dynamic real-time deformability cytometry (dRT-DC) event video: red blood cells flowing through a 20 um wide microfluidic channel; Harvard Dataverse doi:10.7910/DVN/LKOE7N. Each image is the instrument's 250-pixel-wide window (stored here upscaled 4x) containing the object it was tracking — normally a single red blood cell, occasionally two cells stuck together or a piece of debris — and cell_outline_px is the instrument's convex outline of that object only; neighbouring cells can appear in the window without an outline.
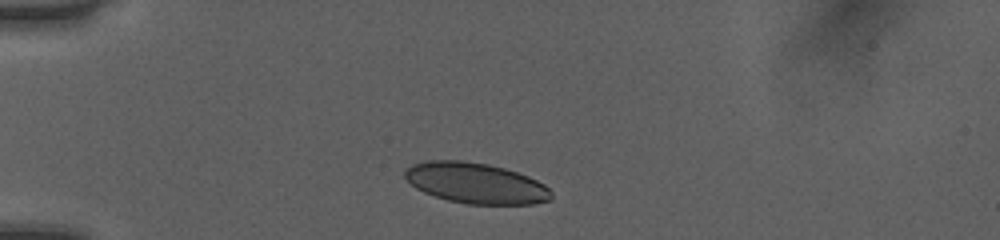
{"species": "human", "species_latin": "Homo sapiens", "temperature_condition": "room temperature", "stored_images_in_passage": 39, "camera_frame_rate_fps": 3000, "um_per_image_px": 0.085, "donor": {"sex": "female"}, "frame": {"image": 1, "passage_image": 1, "time_ms": 0.0, "image_size_px": [1000, 240], "cell_outline_px": [[552, 200], [532, 204], [468, 204], [448, 200], [424, 192], [416, 188], [404, 176], [404, 172], [412, 164], [428, 160], [460, 160], [488, 164], [504, 168], [528, 176], [544, 184], [552, 192]], "centroid_in_image_um": [40.45, 15.56], "position_along_channel_um": 44.5, "area_um2": 34.56}}
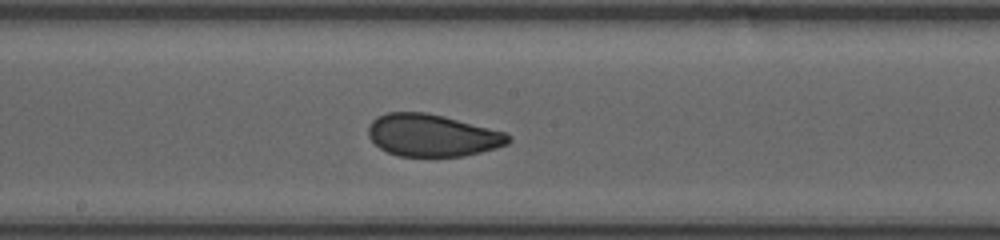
{"frame": {"image": 2, "passage_image": 16, "time_ms": 5.0, "image_size_px": [1000, 240], "cell_outline_px": [[512, 140], [508, 144], [496, 148], [464, 156], [400, 156], [388, 152], [380, 148], [368, 136], [368, 124], [376, 116], [388, 112], [424, 112], [444, 116], [504, 132], [512, 136]], "centroid_in_image_um": [36.73, 11.5], "position_along_channel_um": 211.5, "area_um2": 34.45}}
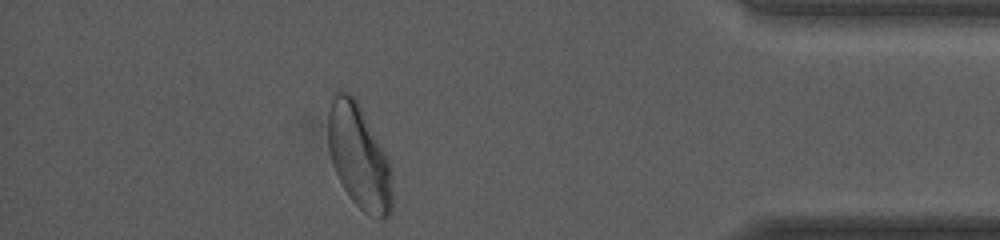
{"frame": {"image": 3, "passage_image": 33, "time_ms": 10.667, "image_size_px": [1000, 240], "cell_outline_px": [[392, 208], [388, 216], [384, 220], [380, 220], [368, 216], [352, 200], [344, 188], [332, 164], [328, 148], [328, 112], [332, 96], [340, 88], [348, 92], [356, 100], [384, 152], [388, 160], [392, 172]], "centroid_in_image_um": [30.51, 13.35], "position_along_channel_um": 404.7, "area_um2": 38.84}, "authors_computed_cell_mechanics": {"area_um2": 34.9112, "velocity_mm_per_s": 4.034, "shape_relaxation_time_tau1_ms": 4.3314, "shape_relaxation_time_tau2_ms": 0.7181, "deformation_change_tau1": 0.126, "deformation_change_tau2": 0.0475}}